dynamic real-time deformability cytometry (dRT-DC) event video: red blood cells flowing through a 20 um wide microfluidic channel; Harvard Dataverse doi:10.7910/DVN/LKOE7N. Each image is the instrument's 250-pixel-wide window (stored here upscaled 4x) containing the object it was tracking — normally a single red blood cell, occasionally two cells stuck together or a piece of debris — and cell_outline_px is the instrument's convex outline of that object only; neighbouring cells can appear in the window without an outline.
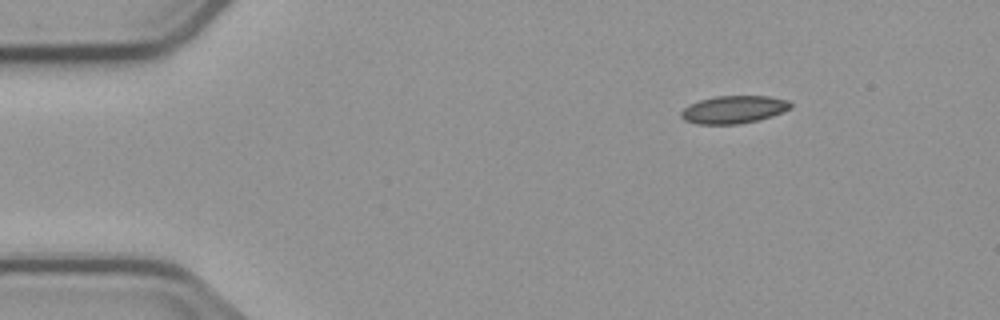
{"species": "common noctule bat (a hibernating species)", "species_latin": "Nyctalus noctula", "temperature_condition": "cold", "stored_images_in_passage": 4, "camera_frame_rate_fps": 3000, "um_per_image_px": 0.085, "animal": {"sex": "male", "body_mass_g": 23.1, "forearm_length_mm": 52.7}, "frame": {"image": 1, "passage_image": 1, "time_ms": 0.0, "image_size_px": [1000, 320], "cell_outline_px": [[792, 108], [772, 116], [740, 124], [696, 124], [684, 120], [680, 116], [680, 112], [684, 108], [700, 100], [716, 96], [768, 96], [788, 100], [792, 104]], "centroid_in_image_um": [62.37, 9.31], "position_along_channel_um": 22.6, "area_um2": 17.63}}
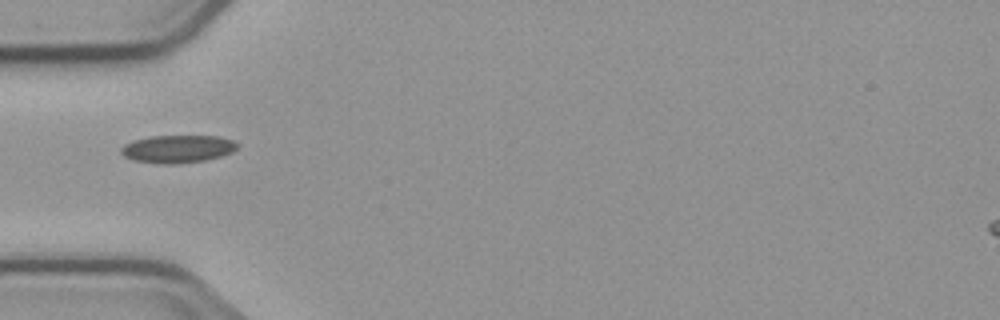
{"frame": {"image": 2, "passage_image": 4, "time_ms": 3.333, "image_size_px": [1000, 320], "cell_outline_px": [[240, 144], [232, 152], [220, 156], [204, 160], [176, 164], [164, 164], [132, 160], [124, 156], [120, 152], [120, 148], [124, 144], [132, 140], [148, 136], [216, 136], [232, 140]], "centroid_in_image_um": [15.05, 12.65], "position_along_channel_um": 69.9, "area_um2": 18.84}}